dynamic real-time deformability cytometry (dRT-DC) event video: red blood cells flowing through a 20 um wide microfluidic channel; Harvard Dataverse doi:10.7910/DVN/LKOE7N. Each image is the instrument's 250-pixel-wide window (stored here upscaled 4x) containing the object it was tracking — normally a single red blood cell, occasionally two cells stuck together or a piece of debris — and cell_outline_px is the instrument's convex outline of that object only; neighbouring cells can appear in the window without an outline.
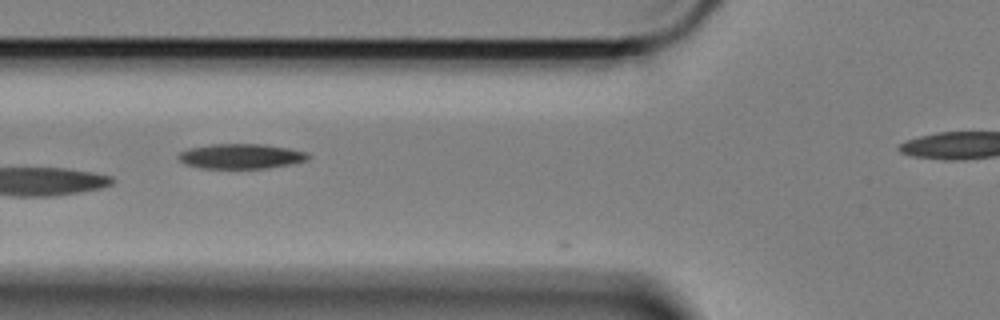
{"species": "Egyptian fruit bat (a non-hibernating species)", "species_latin": "Rousettus aegyptiacus", "temperature_condition": "cold", "stored_images_in_passage": 4, "camera_frame_rate_fps": 3000, "um_per_image_px": 0.085, "animal": {"sex": "female"}, "frame": {"image": 1, "passage_image": 3, "time_ms": 0.667, "image_size_px": [1000, 320], "cell_outline_px": [[312, 156], [308, 160], [292, 164], [268, 168], [200, 168], [188, 164], [180, 160], [176, 156], [180, 152], [188, 148], [212, 144], [264, 144], [288, 148], [308, 152]], "centroid_in_image_um": [20.53, 13.28], "position_along_channel_um": 105.3, "area_um2": 18.96}}